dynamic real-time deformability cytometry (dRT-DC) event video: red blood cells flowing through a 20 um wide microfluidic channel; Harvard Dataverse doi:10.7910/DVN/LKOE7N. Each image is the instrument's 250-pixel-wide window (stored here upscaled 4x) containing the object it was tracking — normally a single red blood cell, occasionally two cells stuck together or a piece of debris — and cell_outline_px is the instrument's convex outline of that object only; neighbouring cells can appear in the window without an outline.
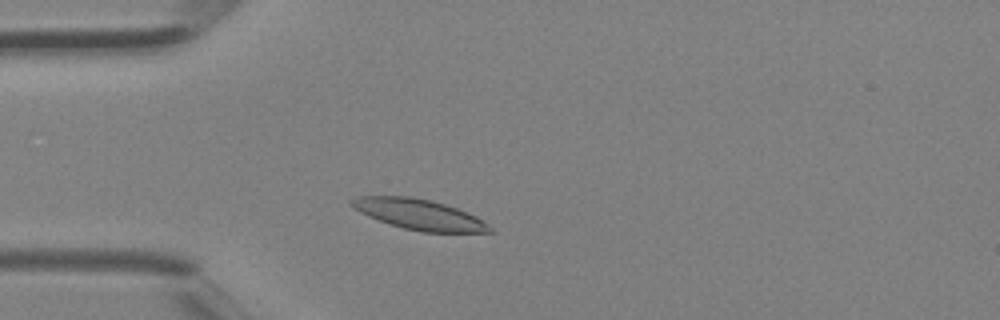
{"species": "Egyptian fruit bat (a non-hibernating species)", "species_latin": "Rousettus aegyptiacus", "temperature_condition": "room temperature", "stored_images_in_passage": 35, "camera_frame_rate_fps": 3000, "um_per_image_px": 0.085, "animal": {"sex": "female"}, "frame": {"image": 1, "passage_image": 5, "time_ms": 1.333, "image_size_px": [1000, 320], "cell_outline_px": [[496, 232], [420, 232], [404, 228], [368, 216], [352, 208], [348, 204], [348, 200], [356, 196], [408, 196], [428, 200], [444, 204], [456, 208], [476, 216], [488, 224]], "centroid_in_image_um": [35.59, 18.22], "position_along_channel_um": 49.4, "area_um2": 24.39}}
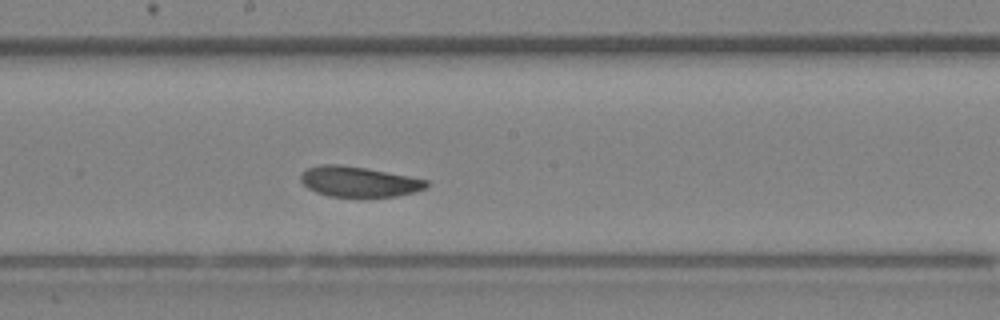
{"frame": {"image": 2, "passage_image": 16, "time_ms": 5.0, "image_size_px": [1000, 320], "cell_outline_px": [[428, 184], [424, 188], [416, 192], [396, 196], [328, 196], [316, 192], [308, 188], [300, 180], [300, 176], [308, 168], [320, 164], [340, 164], [364, 168], [408, 176], [428, 180]], "centroid_in_image_um": [30.48, 15.44], "position_along_channel_um": 217.7, "area_um2": 21.91}}
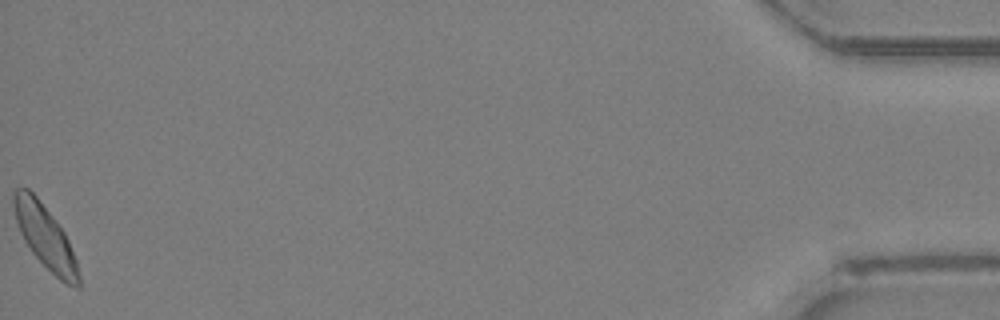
{"frame": {"image": 3, "passage_image": 35, "time_ms": 11.333, "image_size_px": [1000, 320], "cell_outline_px": [[80, 288], [76, 288], [60, 280], [32, 252], [24, 240], [20, 232], [16, 220], [12, 204], [12, 192], [16, 188], [28, 188], [36, 196], [56, 220], [64, 232], [68, 240], [76, 260], [80, 276]], "centroid_in_image_um": [3.83, 20.1], "position_along_channel_um": 431.4, "area_um2": 23.64}}